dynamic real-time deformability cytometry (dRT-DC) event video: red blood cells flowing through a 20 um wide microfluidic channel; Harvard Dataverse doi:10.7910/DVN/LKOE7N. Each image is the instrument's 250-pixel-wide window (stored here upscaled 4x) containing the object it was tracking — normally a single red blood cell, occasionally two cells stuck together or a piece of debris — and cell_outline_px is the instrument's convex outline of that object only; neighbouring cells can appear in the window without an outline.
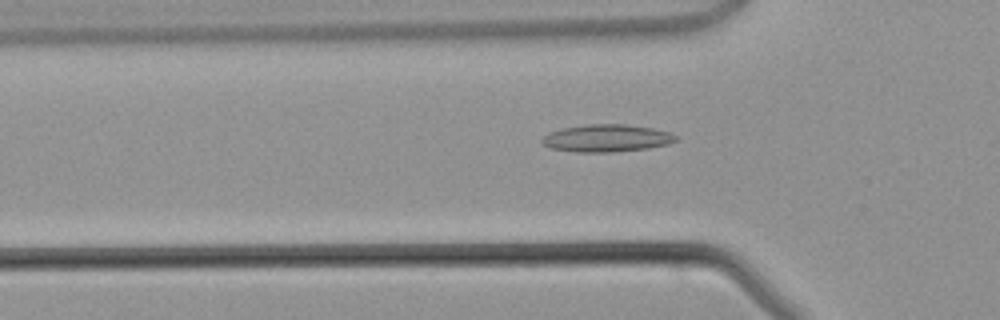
{"species": "common noctule bat (a hibernating species)", "species_latin": "Nyctalus noctula", "temperature_condition": "warm", "stored_images_in_passage": 39, "camera_frame_rate_fps": 3000, "um_per_image_px": 0.085, "animal": {"sex": "male", "body_mass_g": 21.5, "forearm_length_mm": 52.0}, "frame": {"image": 1, "passage_image": 13, "time_ms": 4.0, "image_size_px": [1000, 320], "cell_outline_px": [[676, 140], [668, 144], [648, 148], [612, 152], [576, 152], [552, 148], [544, 144], [540, 140], [548, 132], [560, 128], [588, 124], [628, 124], [652, 128], [668, 132], [676, 136]], "centroid_in_image_um": [51.53, 11.74], "position_along_channel_um": 74.3, "area_um2": 21.33}}
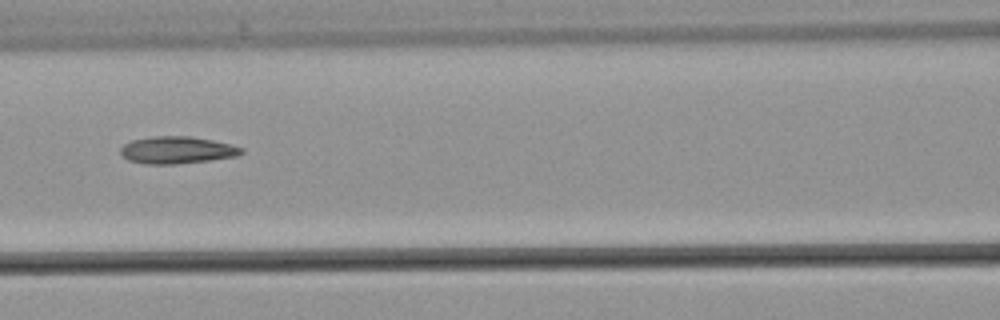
{"frame": {"image": 2, "passage_image": 18, "time_ms": 5.667, "image_size_px": [1000, 320], "cell_outline_px": [[244, 152], [236, 156], [208, 160], [176, 164], [148, 164], [128, 160], [120, 152], [120, 148], [124, 144], [132, 140], [152, 136], [192, 136], [232, 144], [244, 148]], "centroid_in_image_um": [15.06, 12.74], "position_along_channel_um": 151.5, "area_um2": 19.13}}
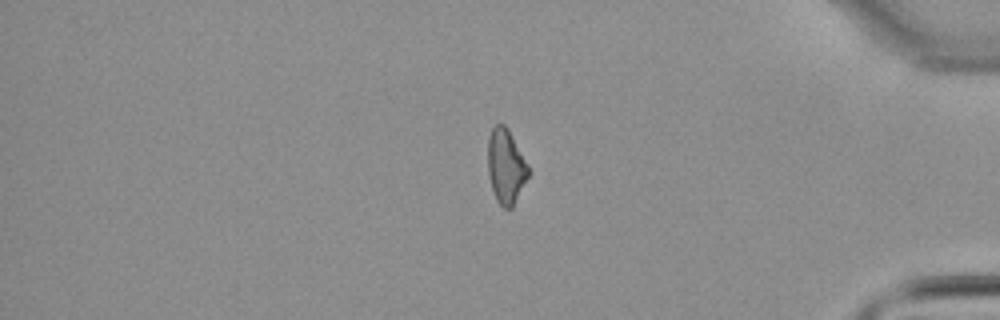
{"frame": {"image": 3, "passage_image": 36, "time_ms": 11.667, "image_size_px": [1000, 320], "cell_outline_px": [[528, 176], [512, 208], [504, 208], [496, 200], [492, 188], [488, 172], [488, 136], [492, 128], [496, 124], [504, 124], [508, 128], [528, 164]], "centroid_in_image_um": [42.99, 14.11], "position_along_channel_um": 392.2, "area_um2": 17.46}}